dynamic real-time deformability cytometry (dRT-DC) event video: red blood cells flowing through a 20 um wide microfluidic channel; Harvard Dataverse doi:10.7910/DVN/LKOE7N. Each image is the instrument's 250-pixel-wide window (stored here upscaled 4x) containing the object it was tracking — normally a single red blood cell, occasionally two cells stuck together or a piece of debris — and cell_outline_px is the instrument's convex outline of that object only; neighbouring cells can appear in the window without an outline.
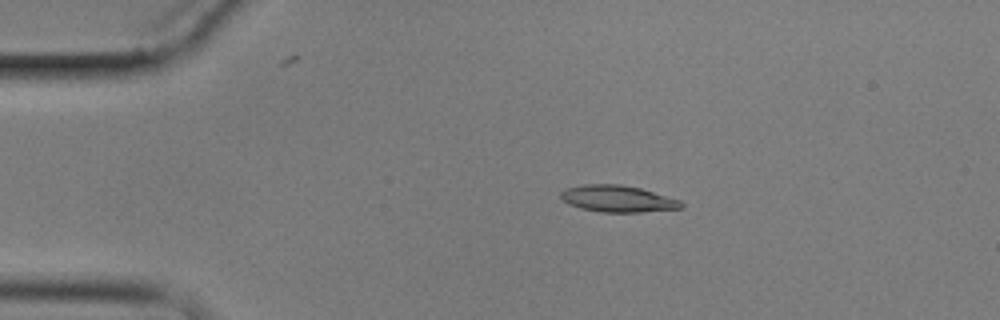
{"species": "common noctule bat (a hibernating species)", "species_latin": "Nyctalus noctula", "temperature_condition": "cold", "stored_images_in_passage": 11, "camera_frame_rate_fps": 3000, "um_per_image_px": 0.085, "animal": {"sex": "male", "body_mass_g": 17.9}, "frame": {"image": 1, "passage_image": 3, "time_ms": 3.333, "image_size_px": [1000, 320], "cell_outline_px": [[684, 208], [640, 212], [600, 212], [580, 208], [568, 204], [560, 196], [560, 192], [568, 188], [584, 184], [620, 184], [640, 188], [680, 200], [684, 204]], "centroid_in_image_um": [52.51, 16.9], "position_along_channel_um": 32.5, "area_um2": 18.67}}
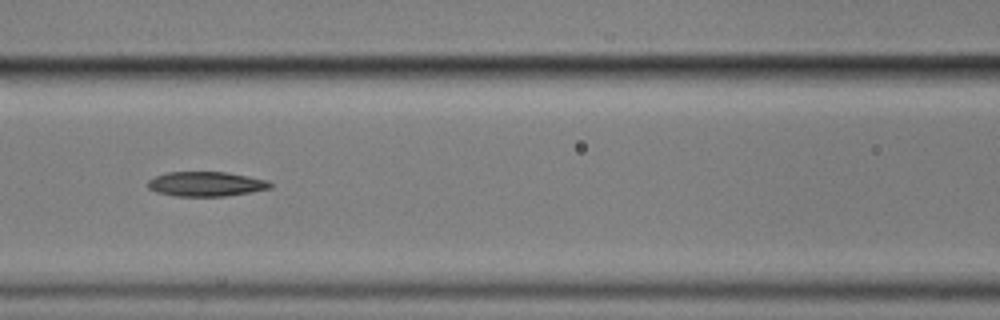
{"frame": {"image": 2, "passage_image": 7, "time_ms": 8.0, "image_size_px": [1000, 320], "cell_outline_px": [[272, 188], [252, 192], [224, 196], [176, 196], [156, 192], [148, 188], [148, 180], [156, 176], [168, 172], [228, 172], [268, 180], [272, 184]], "centroid_in_image_um": [17.53, 15.64], "position_along_channel_um": 149.1, "area_um2": 17.63}}
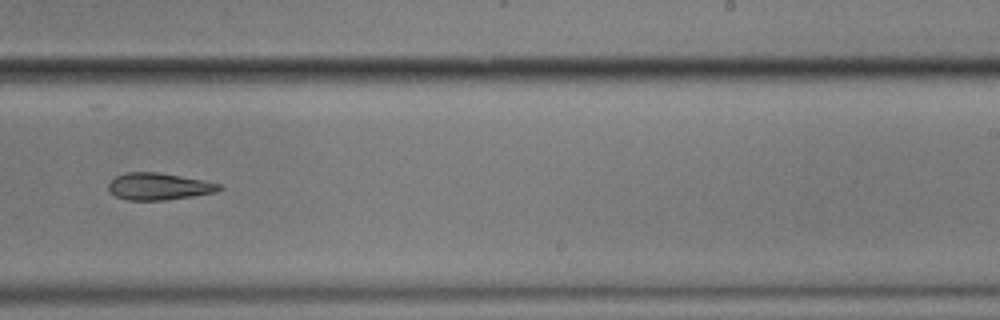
{"frame": {"image": 3, "passage_image": 10, "time_ms": 11.667, "image_size_px": [1000, 320], "cell_outline_px": [[224, 188], [216, 192], [192, 196], [164, 200], [128, 200], [116, 196], [108, 188], [108, 184], [116, 176], [128, 172], [156, 172], [180, 176], [220, 184]], "centroid_in_image_um": [13.5, 15.85], "position_along_channel_um": 275.5, "area_um2": 17.11}}